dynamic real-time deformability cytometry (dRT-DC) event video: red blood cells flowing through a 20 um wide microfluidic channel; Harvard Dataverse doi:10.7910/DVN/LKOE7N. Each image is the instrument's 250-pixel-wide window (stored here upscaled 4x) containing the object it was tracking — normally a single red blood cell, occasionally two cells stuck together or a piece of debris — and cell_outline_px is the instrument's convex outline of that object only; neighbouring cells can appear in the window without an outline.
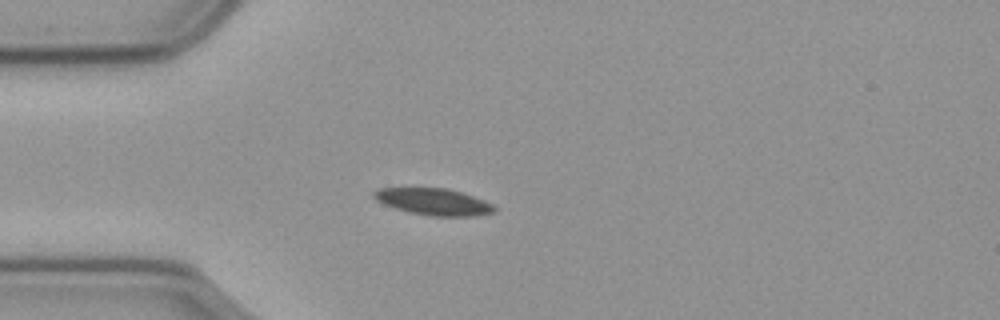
{"species": "common noctule bat (a hibernating species)", "species_latin": "Nyctalus noctula", "temperature_condition": "cold", "stored_images_in_passage": 43, "camera_frame_rate_fps": 3000, "um_per_image_px": 0.085, "animal": {"sex": "male", "body_mass_g": 23.1, "forearm_length_mm": 52.7}, "frame": {"image": 1, "passage_image": 1, "time_ms": 0.0, "image_size_px": [1000, 320], "cell_outline_px": [[496, 212], [476, 216], [428, 216], [408, 212], [384, 204], [376, 200], [372, 196], [372, 192], [380, 188], [444, 188], [460, 192], [484, 200], [492, 204], [496, 208]], "centroid_in_image_um": [36.85, 17.16], "position_along_channel_um": 48.1, "area_um2": 18.73}}
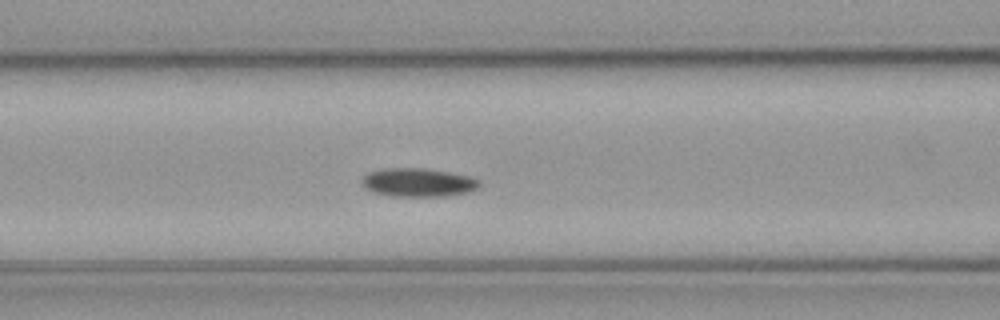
{"frame": {"image": 2, "passage_image": 9, "time_ms": 2.667, "image_size_px": [1000, 320], "cell_outline_px": [[480, 184], [476, 188], [468, 192], [444, 196], [392, 196], [372, 192], [364, 188], [360, 180], [368, 172], [384, 168], [424, 168], [448, 172], [468, 176], [480, 180]], "centroid_in_image_um": [35.48, 15.51], "position_along_channel_um": 131.1, "area_um2": 19.54}}
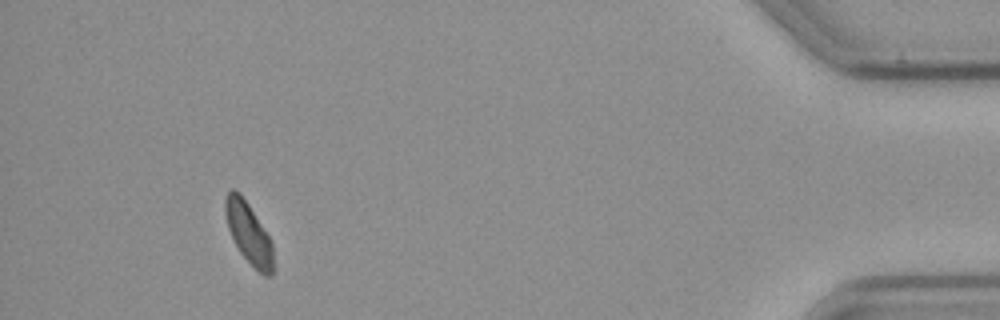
{"frame": {"image": 3, "passage_image": 39, "time_ms": 12.667, "image_size_px": [1000, 320], "cell_outline_px": [[272, 276], [264, 276], [240, 252], [228, 228], [224, 212], [224, 200], [228, 192], [232, 188], [240, 192], [248, 204], [268, 236], [272, 244]], "centroid_in_image_um": [21.1, 19.77], "position_along_channel_um": 414.1, "area_um2": 16.59}, "authors_computed_cell_mechanics": {"area_um2": 18.4382, "velocity_mm_per_s": 3.5493, "shape_relaxation_time_tau1_ms": 1.7522, "shape_relaxation_time_tau2_ms": null, "deformation_change_tau1": 0.0636, "deformation_change_tau2": null}}